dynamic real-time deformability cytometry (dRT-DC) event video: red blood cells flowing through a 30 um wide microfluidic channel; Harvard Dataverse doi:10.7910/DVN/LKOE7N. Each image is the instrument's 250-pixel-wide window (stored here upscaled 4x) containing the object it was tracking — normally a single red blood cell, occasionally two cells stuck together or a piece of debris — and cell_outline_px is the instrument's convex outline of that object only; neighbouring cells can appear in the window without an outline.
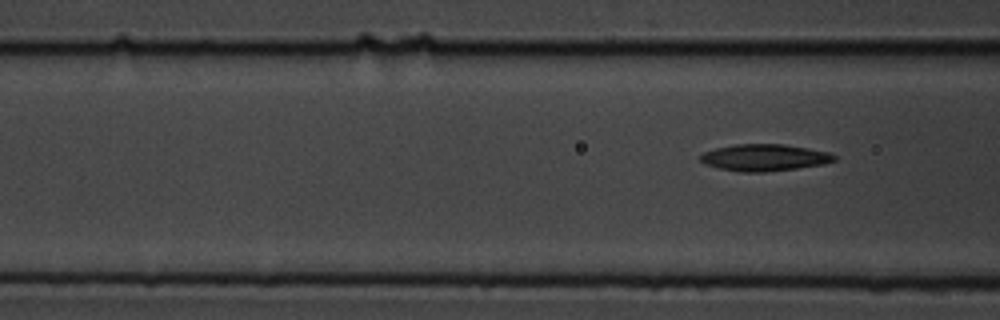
{"species": "common noctule bat (a hibernating species)", "species_latin": "Nyctalus noctula", "temperature_condition": "cold", "stored_images_in_passage": 6, "segment_of_instrument_passage": [2, 2], "camera_frame_rate_fps": 3000, "um_per_image_px": 0.085, "animal": {"sex": "male", "body_mass_g": 19.5, "forearm_length_mm": 54.6}, "frame": {"image": 1, "passage_image": 6, "time_ms": 5.667, "image_size_px": [1000, 320], "cell_outline_px": [[836, 160], [824, 164], [796, 168], [764, 172], [740, 172], [720, 168], [704, 164], [700, 160], [700, 156], [704, 152], [716, 148], [736, 144], [784, 144], [808, 148], [828, 152], [836, 156]], "centroid_in_image_um": [64.98, 13.39], "position_along_channel_um": 101.6, "area_um2": 20.81}}